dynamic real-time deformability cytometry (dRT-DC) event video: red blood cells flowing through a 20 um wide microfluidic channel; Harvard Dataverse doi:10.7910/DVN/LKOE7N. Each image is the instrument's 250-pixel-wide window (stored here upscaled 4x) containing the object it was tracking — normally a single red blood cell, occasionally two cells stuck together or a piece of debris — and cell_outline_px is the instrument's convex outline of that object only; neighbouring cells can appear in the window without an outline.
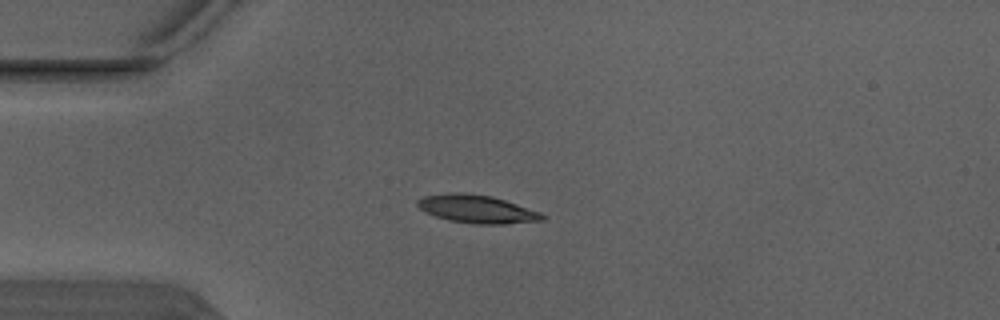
{"species": "Egyptian fruit bat (a non-hibernating species)", "species_latin": "Rousettus aegyptiacus", "temperature_condition": "warm", "stored_images_in_passage": 3, "camera_frame_rate_fps": 3000, "um_per_image_px": 0.085, "animal": {"sex": "male"}, "frame": {"image": 1, "passage_image": 2, "time_ms": 0.333, "image_size_px": [1000, 320], "cell_outline_px": [[548, 216], [544, 220], [508, 224], [472, 224], [448, 220], [424, 212], [416, 204], [416, 200], [424, 196], [452, 192], [464, 192], [492, 196], [540, 212]], "centroid_in_image_um": [40.53, 17.77], "position_along_channel_um": 44.5, "area_um2": 20.58}}